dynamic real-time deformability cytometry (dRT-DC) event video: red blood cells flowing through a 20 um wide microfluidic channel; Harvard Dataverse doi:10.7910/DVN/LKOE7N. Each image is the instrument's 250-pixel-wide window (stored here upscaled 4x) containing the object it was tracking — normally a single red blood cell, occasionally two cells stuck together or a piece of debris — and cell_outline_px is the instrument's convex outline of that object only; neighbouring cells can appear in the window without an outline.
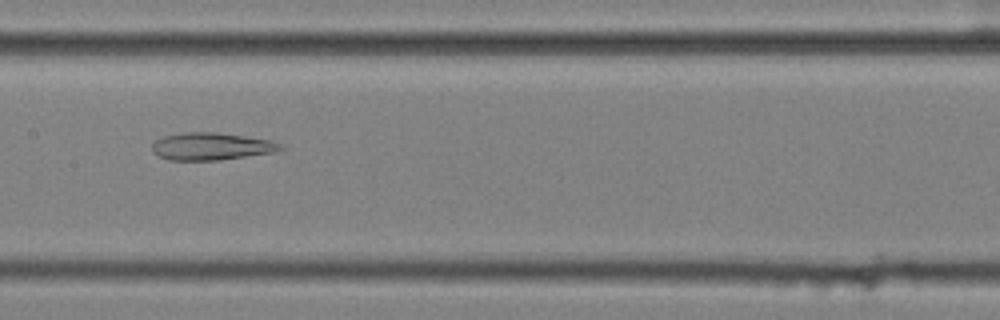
{"species": "common noctule bat (a hibernating species)", "species_latin": "Nyctalus noctula", "temperature_condition": "cold", "stored_images_in_passage": 41, "camera_frame_rate_fps": 3000, "um_per_image_px": 0.085, "animal": {"sex": "female", "body_mass_g": 25.1}, "frame": {"image": 1, "passage_image": 12, "time_ms": 3.667, "image_size_px": [1000, 320], "cell_outline_px": [[284, 148], [276, 152], [220, 160], [168, 160], [152, 152], [152, 144], [156, 140], [164, 136], [184, 132], [216, 132], [272, 140], [280, 144]], "centroid_in_image_um": [17.97, 12.44], "position_along_channel_um": 189.4, "area_um2": 20.52}}
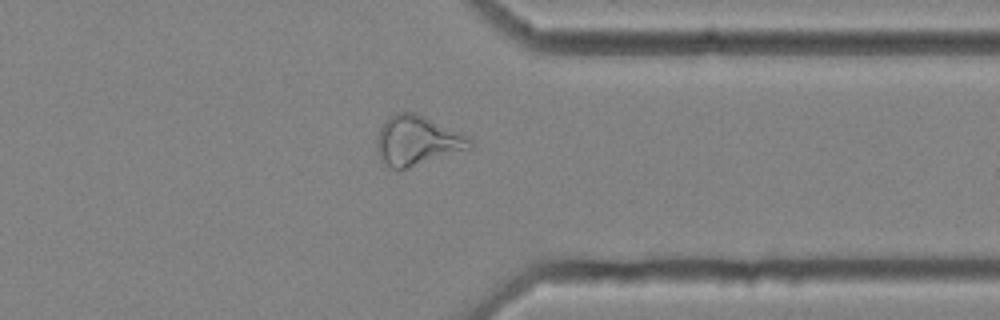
{"frame": {"image": 2, "passage_image": 28, "time_ms": 9.0, "image_size_px": [1000, 320], "cell_outline_px": [[472, 148], [400, 172], [396, 172], [384, 164], [380, 160], [376, 148], [376, 140], [380, 128], [388, 116], [400, 112], [412, 112], [424, 116], [468, 136], [472, 140]], "centroid_in_image_um": [35.43, 12.01], "position_along_channel_um": 376.0, "area_um2": 27.46}}
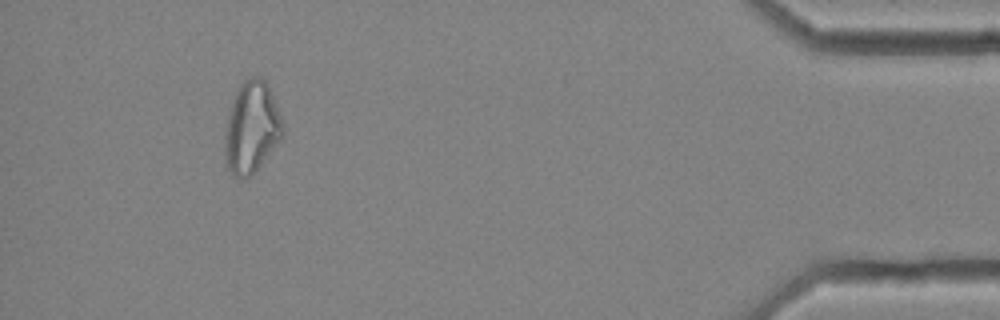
{"frame": {"image": 3, "passage_image": 36, "time_ms": 11.667, "image_size_px": [1000, 320], "cell_outline_px": [[284, 136], [260, 164], [248, 176], [240, 180], [232, 176], [224, 160], [224, 136], [228, 116], [232, 100], [240, 84], [244, 80], [252, 76], [260, 76], [264, 80], [272, 96], [284, 124]], "centroid_in_image_um": [21.36, 10.85], "position_along_channel_um": 413.8, "area_um2": 30.81}}